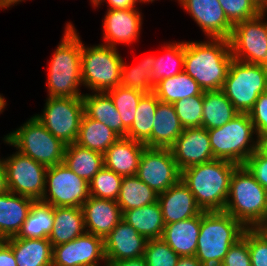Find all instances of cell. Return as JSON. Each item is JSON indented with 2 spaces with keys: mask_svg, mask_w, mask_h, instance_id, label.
Instances as JSON below:
<instances>
[{
  "mask_svg": "<svg viewBox=\"0 0 267 266\" xmlns=\"http://www.w3.org/2000/svg\"><path fill=\"white\" fill-rule=\"evenodd\" d=\"M158 102L159 100L153 91L145 93L141 97L135 119L127 130L126 138L144 143L146 147H151V130Z\"/></svg>",
  "mask_w": 267,
  "mask_h": 266,
  "instance_id": "836d02e7",
  "label": "cell"
},
{
  "mask_svg": "<svg viewBox=\"0 0 267 266\" xmlns=\"http://www.w3.org/2000/svg\"><path fill=\"white\" fill-rule=\"evenodd\" d=\"M90 1V3H91V5L94 7L95 6V0H89Z\"/></svg>",
  "mask_w": 267,
  "mask_h": 266,
  "instance_id": "94428289",
  "label": "cell"
},
{
  "mask_svg": "<svg viewBox=\"0 0 267 266\" xmlns=\"http://www.w3.org/2000/svg\"><path fill=\"white\" fill-rule=\"evenodd\" d=\"M89 183L63 163L48 167L42 202L53 207H79L88 200Z\"/></svg>",
  "mask_w": 267,
  "mask_h": 266,
  "instance_id": "7c38bea8",
  "label": "cell"
},
{
  "mask_svg": "<svg viewBox=\"0 0 267 266\" xmlns=\"http://www.w3.org/2000/svg\"><path fill=\"white\" fill-rule=\"evenodd\" d=\"M183 130L174 105L159 101L151 130V148H171Z\"/></svg>",
  "mask_w": 267,
  "mask_h": 266,
  "instance_id": "4316f807",
  "label": "cell"
},
{
  "mask_svg": "<svg viewBox=\"0 0 267 266\" xmlns=\"http://www.w3.org/2000/svg\"><path fill=\"white\" fill-rule=\"evenodd\" d=\"M257 137L267 132V91L260 94L253 108L248 112Z\"/></svg>",
  "mask_w": 267,
  "mask_h": 266,
  "instance_id": "7dc6e473",
  "label": "cell"
},
{
  "mask_svg": "<svg viewBox=\"0 0 267 266\" xmlns=\"http://www.w3.org/2000/svg\"><path fill=\"white\" fill-rule=\"evenodd\" d=\"M139 8L108 9L103 19L102 44L117 48V44L128 46L140 39L143 16Z\"/></svg>",
  "mask_w": 267,
  "mask_h": 266,
  "instance_id": "2e32d148",
  "label": "cell"
},
{
  "mask_svg": "<svg viewBox=\"0 0 267 266\" xmlns=\"http://www.w3.org/2000/svg\"><path fill=\"white\" fill-rule=\"evenodd\" d=\"M122 220L131 225L147 240L162 238L165 224L158 201L139 208L124 211Z\"/></svg>",
  "mask_w": 267,
  "mask_h": 266,
  "instance_id": "f1b7e54d",
  "label": "cell"
},
{
  "mask_svg": "<svg viewBox=\"0 0 267 266\" xmlns=\"http://www.w3.org/2000/svg\"><path fill=\"white\" fill-rule=\"evenodd\" d=\"M215 159L244 165L258 149V137L248 113H238L221 127L208 130Z\"/></svg>",
  "mask_w": 267,
  "mask_h": 266,
  "instance_id": "52a82bcc",
  "label": "cell"
},
{
  "mask_svg": "<svg viewBox=\"0 0 267 266\" xmlns=\"http://www.w3.org/2000/svg\"><path fill=\"white\" fill-rule=\"evenodd\" d=\"M3 163L6 169L8 191L35 201L42 200L48 167L18 150L6 158L3 157Z\"/></svg>",
  "mask_w": 267,
  "mask_h": 266,
  "instance_id": "4fadbf2b",
  "label": "cell"
},
{
  "mask_svg": "<svg viewBox=\"0 0 267 266\" xmlns=\"http://www.w3.org/2000/svg\"><path fill=\"white\" fill-rule=\"evenodd\" d=\"M48 65L47 97L82 98V40L72 22H67Z\"/></svg>",
  "mask_w": 267,
  "mask_h": 266,
  "instance_id": "7a4b0ae2",
  "label": "cell"
},
{
  "mask_svg": "<svg viewBox=\"0 0 267 266\" xmlns=\"http://www.w3.org/2000/svg\"><path fill=\"white\" fill-rule=\"evenodd\" d=\"M220 266H251L248 242L243 237L229 248Z\"/></svg>",
  "mask_w": 267,
  "mask_h": 266,
  "instance_id": "f6af8a7d",
  "label": "cell"
},
{
  "mask_svg": "<svg viewBox=\"0 0 267 266\" xmlns=\"http://www.w3.org/2000/svg\"><path fill=\"white\" fill-rule=\"evenodd\" d=\"M267 17L262 11L254 18L235 24L229 37L233 59L267 67Z\"/></svg>",
  "mask_w": 267,
  "mask_h": 266,
  "instance_id": "8fae6325",
  "label": "cell"
},
{
  "mask_svg": "<svg viewBox=\"0 0 267 266\" xmlns=\"http://www.w3.org/2000/svg\"><path fill=\"white\" fill-rule=\"evenodd\" d=\"M4 241L12 248L17 266H52L53 247L49 239L13 236Z\"/></svg>",
  "mask_w": 267,
  "mask_h": 266,
  "instance_id": "d4e9b609",
  "label": "cell"
},
{
  "mask_svg": "<svg viewBox=\"0 0 267 266\" xmlns=\"http://www.w3.org/2000/svg\"><path fill=\"white\" fill-rule=\"evenodd\" d=\"M153 92L159 101L174 104L184 98L200 95L204 91L192 77L183 71L175 76L160 80L156 83Z\"/></svg>",
  "mask_w": 267,
  "mask_h": 266,
  "instance_id": "d6a6232c",
  "label": "cell"
},
{
  "mask_svg": "<svg viewBox=\"0 0 267 266\" xmlns=\"http://www.w3.org/2000/svg\"><path fill=\"white\" fill-rule=\"evenodd\" d=\"M155 0H140V2L143 4V3H146V2H148V3H152V2H154ZM157 1V0H156ZM178 1V0H177Z\"/></svg>",
  "mask_w": 267,
  "mask_h": 266,
  "instance_id": "91938a15",
  "label": "cell"
},
{
  "mask_svg": "<svg viewBox=\"0 0 267 266\" xmlns=\"http://www.w3.org/2000/svg\"><path fill=\"white\" fill-rule=\"evenodd\" d=\"M238 113L222 90L204 91L203 128L209 130L221 127Z\"/></svg>",
  "mask_w": 267,
  "mask_h": 266,
  "instance_id": "1f68e13d",
  "label": "cell"
},
{
  "mask_svg": "<svg viewBox=\"0 0 267 266\" xmlns=\"http://www.w3.org/2000/svg\"><path fill=\"white\" fill-rule=\"evenodd\" d=\"M244 166L256 181L267 190V154L257 149L245 162Z\"/></svg>",
  "mask_w": 267,
  "mask_h": 266,
  "instance_id": "bcb514c9",
  "label": "cell"
},
{
  "mask_svg": "<svg viewBox=\"0 0 267 266\" xmlns=\"http://www.w3.org/2000/svg\"><path fill=\"white\" fill-rule=\"evenodd\" d=\"M219 3L233 26L262 12V3L259 0H219Z\"/></svg>",
  "mask_w": 267,
  "mask_h": 266,
  "instance_id": "b9f144b4",
  "label": "cell"
},
{
  "mask_svg": "<svg viewBox=\"0 0 267 266\" xmlns=\"http://www.w3.org/2000/svg\"><path fill=\"white\" fill-rule=\"evenodd\" d=\"M120 137L104 123L83 114L76 144L104 154Z\"/></svg>",
  "mask_w": 267,
  "mask_h": 266,
  "instance_id": "4dcf8cb0",
  "label": "cell"
},
{
  "mask_svg": "<svg viewBox=\"0 0 267 266\" xmlns=\"http://www.w3.org/2000/svg\"><path fill=\"white\" fill-rule=\"evenodd\" d=\"M107 93L112 98L117 111L120 113L123 125L129 129L135 119L139 101L145 93L121 85L107 91Z\"/></svg>",
  "mask_w": 267,
  "mask_h": 266,
  "instance_id": "f35d334b",
  "label": "cell"
},
{
  "mask_svg": "<svg viewBox=\"0 0 267 266\" xmlns=\"http://www.w3.org/2000/svg\"><path fill=\"white\" fill-rule=\"evenodd\" d=\"M158 200V194L136 175L124 176L116 199L122 213L139 208Z\"/></svg>",
  "mask_w": 267,
  "mask_h": 266,
  "instance_id": "d590c367",
  "label": "cell"
},
{
  "mask_svg": "<svg viewBox=\"0 0 267 266\" xmlns=\"http://www.w3.org/2000/svg\"><path fill=\"white\" fill-rule=\"evenodd\" d=\"M179 169L215 160L208 130L203 127L186 128L170 148Z\"/></svg>",
  "mask_w": 267,
  "mask_h": 266,
  "instance_id": "ac0fdd59",
  "label": "cell"
},
{
  "mask_svg": "<svg viewBox=\"0 0 267 266\" xmlns=\"http://www.w3.org/2000/svg\"><path fill=\"white\" fill-rule=\"evenodd\" d=\"M245 229L225 211H203L195 257L203 266L221 265L229 248L242 238Z\"/></svg>",
  "mask_w": 267,
  "mask_h": 266,
  "instance_id": "5b68a950",
  "label": "cell"
},
{
  "mask_svg": "<svg viewBox=\"0 0 267 266\" xmlns=\"http://www.w3.org/2000/svg\"><path fill=\"white\" fill-rule=\"evenodd\" d=\"M6 106H7V101L3 96V94L2 95L0 94V114L4 112Z\"/></svg>",
  "mask_w": 267,
  "mask_h": 266,
  "instance_id": "9f6ffc18",
  "label": "cell"
},
{
  "mask_svg": "<svg viewBox=\"0 0 267 266\" xmlns=\"http://www.w3.org/2000/svg\"><path fill=\"white\" fill-rule=\"evenodd\" d=\"M53 225L54 207L41 200H37L33 202L30 212L16 237L26 239H48Z\"/></svg>",
  "mask_w": 267,
  "mask_h": 266,
  "instance_id": "e575fe53",
  "label": "cell"
},
{
  "mask_svg": "<svg viewBox=\"0 0 267 266\" xmlns=\"http://www.w3.org/2000/svg\"><path fill=\"white\" fill-rule=\"evenodd\" d=\"M121 66L120 84L123 87L151 93L155 89L152 70L155 65V54L146 55L137 64L131 67L124 62Z\"/></svg>",
  "mask_w": 267,
  "mask_h": 266,
  "instance_id": "8d00e7d4",
  "label": "cell"
},
{
  "mask_svg": "<svg viewBox=\"0 0 267 266\" xmlns=\"http://www.w3.org/2000/svg\"><path fill=\"white\" fill-rule=\"evenodd\" d=\"M224 211L245 228H260L267 218V190L244 165L232 173Z\"/></svg>",
  "mask_w": 267,
  "mask_h": 266,
  "instance_id": "277c9868",
  "label": "cell"
},
{
  "mask_svg": "<svg viewBox=\"0 0 267 266\" xmlns=\"http://www.w3.org/2000/svg\"><path fill=\"white\" fill-rule=\"evenodd\" d=\"M2 141L46 167L63 163L66 145L33 115L16 130L4 135Z\"/></svg>",
  "mask_w": 267,
  "mask_h": 266,
  "instance_id": "8992f818",
  "label": "cell"
},
{
  "mask_svg": "<svg viewBox=\"0 0 267 266\" xmlns=\"http://www.w3.org/2000/svg\"><path fill=\"white\" fill-rule=\"evenodd\" d=\"M260 228L267 234V223H264Z\"/></svg>",
  "mask_w": 267,
  "mask_h": 266,
  "instance_id": "680465c9",
  "label": "cell"
},
{
  "mask_svg": "<svg viewBox=\"0 0 267 266\" xmlns=\"http://www.w3.org/2000/svg\"><path fill=\"white\" fill-rule=\"evenodd\" d=\"M118 48L105 44L84 45L81 51V79L92 92H107L120 84L123 57Z\"/></svg>",
  "mask_w": 267,
  "mask_h": 266,
  "instance_id": "ba28073f",
  "label": "cell"
},
{
  "mask_svg": "<svg viewBox=\"0 0 267 266\" xmlns=\"http://www.w3.org/2000/svg\"><path fill=\"white\" fill-rule=\"evenodd\" d=\"M63 164L89 183L104 166V154L72 143L66 145Z\"/></svg>",
  "mask_w": 267,
  "mask_h": 266,
  "instance_id": "f546056e",
  "label": "cell"
},
{
  "mask_svg": "<svg viewBox=\"0 0 267 266\" xmlns=\"http://www.w3.org/2000/svg\"><path fill=\"white\" fill-rule=\"evenodd\" d=\"M81 208L86 232L103 239L123 218L122 210L115 200L90 196Z\"/></svg>",
  "mask_w": 267,
  "mask_h": 266,
  "instance_id": "ffe728a7",
  "label": "cell"
},
{
  "mask_svg": "<svg viewBox=\"0 0 267 266\" xmlns=\"http://www.w3.org/2000/svg\"><path fill=\"white\" fill-rule=\"evenodd\" d=\"M162 50L165 51L163 55H155L152 70L154 85L184 71L185 41L164 43Z\"/></svg>",
  "mask_w": 267,
  "mask_h": 266,
  "instance_id": "74e56055",
  "label": "cell"
},
{
  "mask_svg": "<svg viewBox=\"0 0 267 266\" xmlns=\"http://www.w3.org/2000/svg\"><path fill=\"white\" fill-rule=\"evenodd\" d=\"M34 201L10 191L0 194V240L19 233Z\"/></svg>",
  "mask_w": 267,
  "mask_h": 266,
  "instance_id": "7402d4cb",
  "label": "cell"
},
{
  "mask_svg": "<svg viewBox=\"0 0 267 266\" xmlns=\"http://www.w3.org/2000/svg\"><path fill=\"white\" fill-rule=\"evenodd\" d=\"M200 226L201 213L189 219L165 225L161 239L179 256H195Z\"/></svg>",
  "mask_w": 267,
  "mask_h": 266,
  "instance_id": "cb8c5ba5",
  "label": "cell"
},
{
  "mask_svg": "<svg viewBox=\"0 0 267 266\" xmlns=\"http://www.w3.org/2000/svg\"><path fill=\"white\" fill-rule=\"evenodd\" d=\"M84 113L100 123H104L120 138H126L127 128L123 125L120 113L107 92H90L82 96Z\"/></svg>",
  "mask_w": 267,
  "mask_h": 266,
  "instance_id": "484cf974",
  "label": "cell"
},
{
  "mask_svg": "<svg viewBox=\"0 0 267 266\" xmlns=\"http://www.w3.org/2000/svg\"><path fill=\"white\" fill-rule=\"evenodd\" d=\"M221 90L239 113H248L267 91V67L233 59Z\"/></svg>",
  "mask_w": 267,
  "mask_h": 266,
  "instance_id": "9c48e42d",
  "label": "cell"
},
{
  "mask_svg": "<svg viewBox=\"0 0 267 266\" xmlns=\"http://www.w3.org/2000/svg\"><path fill=\"white\" fill-rule=\"evenodd\" d=\"M105 266H148L145 258H135V259H127L122 261H111L106 260Z\"/></svg>",
  "mask_w": 267,
  "mask_h": 266,
  "instance_id": "f907efd6",
  "label": "cell"
},
{
  "mask_svg": "<svg viewBox=\"0 0 267 266\" xmlns=\"http://www.w3.org/2000/svg\"><path fill=\"white\" fill-rule=\"evenodd\" d=\"M185 41L184 71L203 91L221 90L233 56L228 39Z\"/></svg>",
  "mask_w": 267,
  "mask_h": 266,
  "instance_id": "6da1fadb",
  "label": "cell"
},
{
  "mask_svg": "<svg viewBox=\"0 0 267 266\" xmlns=\"http://www.w3.org/2000/svg\"><path fill=\"white\" fill-rule=\"evenodd\" d=\"M105 266L104 239L85 232L76 239L53 246L52 266Z\"/></svg>",
  "mask_w": 267,
  "mask_h": 266,
  "instance_id": "9a60e30c",
  "label": "cell"
},
{
  "mask_svg": "<svg viewBox=\"0 0 267 266\" xmlns=\"http://www.w3.org/2000/svg\"><path fill=\"white\" fill-rule=\"evenodd\" d=\"M122 179L123 176L103 166L89 182V194L92 197L116 201Z\"/></svg>",
  "mask_w": 267,
  "mask_h": 266,
  "instance_id": "ab89813d",
  "label": "cell"
},
{
  "mask_svg": "<svg viewBox=\"0 0 267 266\" xmlns=\"http://www.w3.org/2000/svg\"><path fill=\"white\" fill-rule=\"evenodd\" d=\"M143 257L148 266H176L179 255L160 239H148Z\"/></svg>",
  "mask_w": 267,
  "mask_h": 266,
  "instance_id": "7bdbcfd3",
  "label": "cell"
},
{
  "mask_svg": "<svg viewBox=\"0 0 267 266\" xmlns=\"http://www.w3.org/2000/svg\"><path fill=\"white\" fill-rule=\"evenodd\" d=\"M262 11L267 15V0L262 4Z\"/></svg>",
  "mask_w": 267,
  "mask_h": 266,
  "instance_id": "6f0895ef",
  "label": "cell"
},
{
  "mask_svg": "<svg viewBox=\"0 0 267 266\" xmlns=\"http://www.w3.org/2000/svg\"><path fill=\"white\" fill-rule=\"evenodd\" d=\"M258 149L267 154V132L258 137Z\"/></svg>",
  "mask_w": 267,
  "mask_h": 266,
  "instance_id": "db71d44e",
  "label": "cell"
},
{
  "mask_svg": "<svg viewBox=\"0 0 267 266\" xmlns=\"http://www.w3.org/2000/svg\"><path fill=\"white\" fill-rule=\"evenodd\" d=\"M193 18L205 38L229 39L233 25L228 21L219 0H178Z\"/></svg>",
  "mask_w": 267,
  "mask_h": 266,
  "instance_id": "e0dca14e",
  "label": "cell"
},
{
  "mask_svg": "<svg viewBox=\"0 0 267 266\" xmlns=\"http://www.w3.org/2000/svg\"><path fill=\"white\" fill-rule=\"evenodd\" d=\"M107 3V9H129L138 8L137 3H141L140 0H96L94 8H100L102 3Z\"/></svg>",
  "mask_w": 267,
  "mask_h": 266,
  "instance_id": "c3c4849f",
  "label": "cell"
},
{
  "mask_svg": "<svg viewBox=\"0 0 267 266\" xmlns=\"http://www.w3.org/2000/svg\"><path fill=\"white\" fill-rule=\"evenodd\" d=\"M204 92L176 101L173 105L184 129L202 127Z\"/></svg>",
  "mask_w": 267,
  "mask_h": 266,
  "instance_id": "60d3db41",
  "label": "cell"
},
{
  "mask_svg": "<svg viewBox=\"0 0 267 266\" xmlns=\"http://www.w3.org/2000/svg\"><path fill=\"white\" fill-rule=\"evenodd\" d=\"M242 237L248 242L251 266H267V234L261 228H246Z\"/></svg>",
  "mask_w": 267,
  "mask_h": 266,
  "instance_id": "ee69618b",
  "label": "cell"
},
{
  "mask_svg": "<svg viewBox=\"0 0 267 266\" xmlns=\"http://www.w3.org/2000/svg\"><path fill=\"white\" fill-rule=\"evenodd\" d=\"M238 166L223 159L192 165L181 171V181L192 192L202 211H224L230 179Z\"/></svg>",
  "mask_w": 267,
  "mask_h": 266,
  "instance_id": "3957f363",
  "label": "cell"
},
{
  "mask_svg": "<svg viewBox=\"0 0 267 266\" xmlns=\"http://www.w3.org/2000/svg\"><path fill=\"white\" fill-rule=\"evenodd\" d=\"M157 201L165 225L189 219L203 212L192 192L181 180L165 192L159 193Z\"/></svg>",
  "mask_w": 267,
  "mask_h": 266,
  "instance_id": "44dd1931",
  "label": "cell"
},
{
  "mask_svg": "<svg viewBox=\"0 0 267 266\" xmlns=\"http://www.w3.org/2000/svg\"><path fill=\"white\" fill-rule=\"evenodd\" d=\"M41 114H34L44 127L65 145L76 143L84 114L82 98L47 97Z\"/></svg>",
  "mask_w": 267,
  "mask_h": 266,
  "instance_id": "30bf717a",
  "label": "cell"
},
{
  "mask_svg": "<svg viewBox=\"0 0 267 266\" xmlns=\"http://www.w3.org/2000/svg\"><path fill=\"white\" fill-rule=\"evenodd\" d=\"M85 232L82 208L54 207V225L48 236L52 247L70 242Z\"/></svg>",
  "mask_w": 267,
  "mask_h": 266,
  "instance_id": "83f0119b",
  "label": "cell"
},
{
  "mask_svg": "<svg viewBox=\"0 0 267 266\" xmlns=\"http://www.w3.org/2000/svg\"><path fill=\"white\" fill-rule=\"evenodd\" d=\"M176 266H203L195 256H180Z\"/></svg>",
  "mask_w": 267,
  "mask_h": 266,
  "instance_id": "816d5d0a",
  "label": "cell"
},
{
  "mask_svg": "<svg viewBox=\"0 0 267 266\" xmlns=\"http://www.w3.org/2000/svg\"><path fill=\"white\" fill-rule=\"evenodd\" d=\"M8 191L6 169L3 161L0 163V194Z\"/></svg>",
  "mask_w": 267,
  "mask_h": 266,
  "instance_id": "f5cc1de1",
  "label": "cell"
},
{
  "mask_svg": "<svg viewBox=\"0 0 267 266\" xmlns=\"http://www.w3.org/2000/svg\"><path fill=\"white\" fill-rule=\"evenodd\" d=\"M0 266H17L12 248L0 240Z\"/></svg>",
  "mask_w": 267,
  "mask_h": 266,
  "instance_id": "681fc988",
  "label": "cell"
},
{
  "mask_svg": "<svg viewBox=\"0 0 267 266\" xmlns=\"http://www.w3.org/2000/svg\"><path fill=\"white\" fill-rule=\"evenodd\" d=\"M136 176L159 194L181 180V170L170 148L145 147Z\"/></svg>",
  "mask_w": 267,
  "mask_h": 266,
  "instance_id": "5bb4252c",
  "label": "cell"
},
{
  "mask_svg": "<svg viewBox=\"0 0 267 266\" xmlns=\"http://www.w3.org/2000/svg\"><path fill=\"white\" fill-rule=\"evenodd\" d=\"M146 145L128 138H119L104 153V166L121 176L137 173L140 156Z\"/></svg>",
  "mask_w": 267,
  "mask_h": 266,
  "instance_id": "603a6c76",
  "label": "cell"
},
{
  "mask_svg": "<svg viewBox=\"0 0 267 266\" xmlns=\"http://www.w3.org/2000/svg\"><path fill=\"white\" fill-rule=\"evenodd\" d=\"M147 239L121 220L104 239L105 259L122 261L143 257Z\"/></svg>",
  "mask_w": 267,
  "mask_h": 266,
  "instance_id": "d6986e66",
  "label": "cell"
},
{
  "mask_svg": "<svg viewBox=\"0 0 267 266\" xmlns=\"http://www.w3.org/2000/svg\"><path fill=\"white\" fill-rule=\"evenodd\" d=\"M26 0H0V10L1 9H9L17 4H20V2H23Z\"/></svg>",
  "mask_w": 267,
  "mask_h": 266,
  "instance_id": "11a10c76",
  "label": "cell"
}]
</instances>
